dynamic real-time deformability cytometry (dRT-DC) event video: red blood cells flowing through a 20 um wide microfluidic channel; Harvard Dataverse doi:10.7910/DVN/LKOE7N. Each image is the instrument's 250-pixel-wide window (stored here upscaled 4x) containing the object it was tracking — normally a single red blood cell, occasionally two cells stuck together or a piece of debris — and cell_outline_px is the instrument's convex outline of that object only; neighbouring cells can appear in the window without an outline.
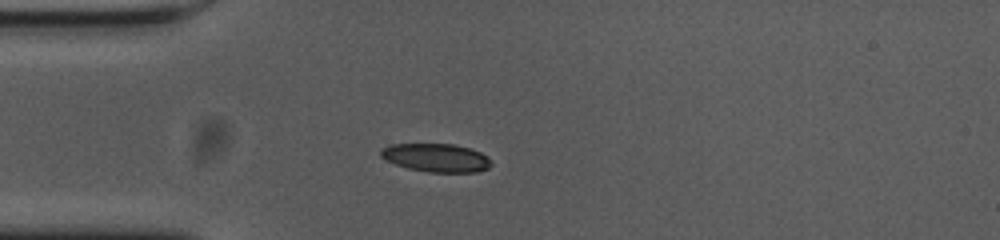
{"species": "common noctule bat (a hibernating species)", "species_latin": "Nyctalus noctula", "temperature_condition": "cold", "stored_images_in_passage": 42, "camera_frame_rate_fps": 3000, "um_per_image_px": 0.085, "animal": {"sex": "female", "body_mass_g": 23.0, "forearm_length_mm": 53.4}, "frame": {"image": 1, "passage_image": 1, "time_ms": 0.0, "image_size_px": [1000, 240], "cell_outline_px": [[492, 164], [488, 168], [476, 172], [428, 172], [408, 168], [396, 164], [380, 156], [380, 148], [392, 144], [452, 144], [468, 148], [480, 152], [488, 156]], "centroid_in_image_um": [37.08, 13.4], "position_along_channel_um": 47.9, "area_um2": 18.15}}
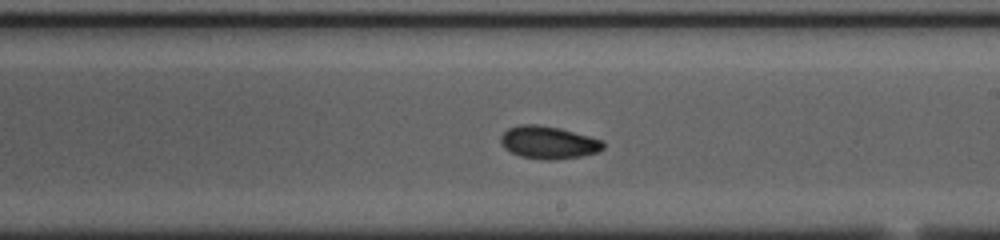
{"frame": {"image": 2, "passage_image": 18, "time_ms": 5.667, "image_size_px": [1000, 240], "cell_outline_px": [[604, 148], [596, 152], [580, 156], [552, 160], [548, 160], [520, 156], [504, 148], [500, 140], [500, 136], [508, 128], [520, 124], [536, 124], [560, 128], [588, 136], [600, 140], [604, 144]], "centroid_in_image_um": [46.58, 12.1], "position_along_channel_um": 242.4, "area_um2": 19.25}}
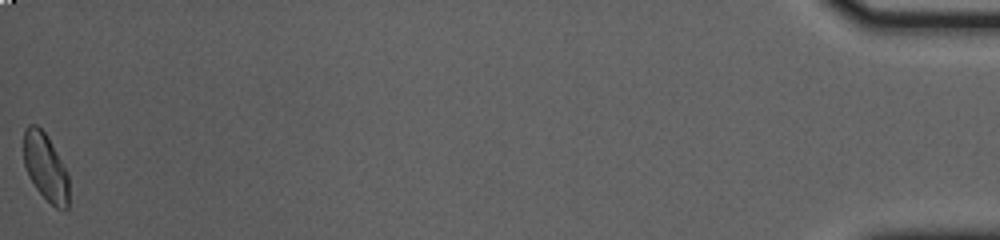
{"frame": {"image": 3, "passage_image": 42, "time_ms": 13.667, "image_size_px": [1000, 240], "cell_outline_px": [[68, 208], [64, 212], [56, 208], [36, 188], [28, 176], [24, 164], [24, 128], [28, 124], [36, 124], [48, 136], [68, 176]], "centroid_in_image_um": [3.85, 14.21], "position_along_channel_um": 431.3, "area_um2": 17.63}, "authors_computed_cell_mechanics": {"area_um2": 18.6983, "velocity_mm_per_s": 3.6524, "shape_relaxation_time_tau1_ms": null, "shape_relaxation_time_tau2_ms": 3.5702, "deformation_change_tau1": null, "deformation_change_tau2": 0.0709}}